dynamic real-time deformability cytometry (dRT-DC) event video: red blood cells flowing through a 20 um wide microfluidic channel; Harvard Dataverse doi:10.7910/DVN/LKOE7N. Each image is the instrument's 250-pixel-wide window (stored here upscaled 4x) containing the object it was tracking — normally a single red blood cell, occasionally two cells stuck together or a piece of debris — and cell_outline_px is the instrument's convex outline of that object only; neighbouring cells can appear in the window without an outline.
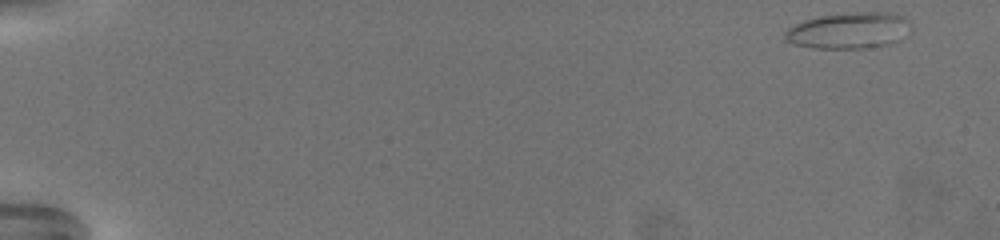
{"species": "common noctule bat (a hibernating species)", "species_latin": "Nyctalus noctula", "temperature_condition": "warm", "stored_images_in_passage": 64, "camera_frame_rate_fps": 3000, "um_per_image_px": 0.085, "animal": {"sex": "female", "body_mass_g": 19.5, "forearm_length_mm": 54.1}, "frame": {"image": 1, "passage_image": 1, "time_ms": 0.0, "image_size_px": [1000, 240], "cell_outline_px": [[908, 20], [900, 40], [892, 44], [864, 48], [812, 48], [792, 44], [784, 40], [784, 32], [788, 28], [804, 20], [820, 16], [856, 12], [888, 12], [904, 16]], "centroid_in_image_um": [72.08, 2.6], "position_along_channel_um": 12.9, "area_um2": 26.3}}
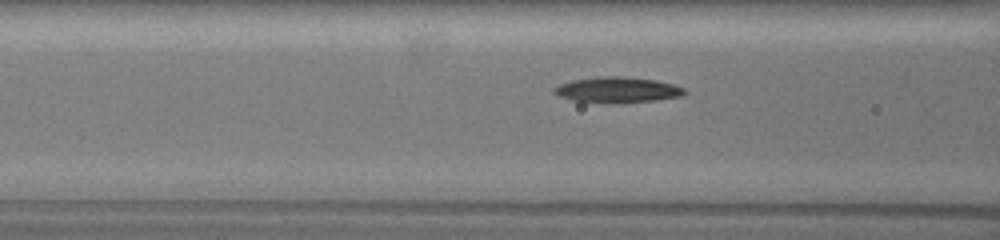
{"frame": {"image": 2, "passage_image": 27, "time_ms": 8.667, "image_size_px": [1000, 240], "cell_outline_px": [[688, 92], [680, 96], [656, 100], [612, 104], [608, 104], [572, 100], [560, 96], [552, 92], [552, 88], [560, 84], [572, 80], [596, 76], [620, 76], [656, 80], [672, 84], [684, 88]], "centroid_in_image_um": [52.44, 7.64], "position_along_channel_um": 114.2, "area_um2": 19.71}}
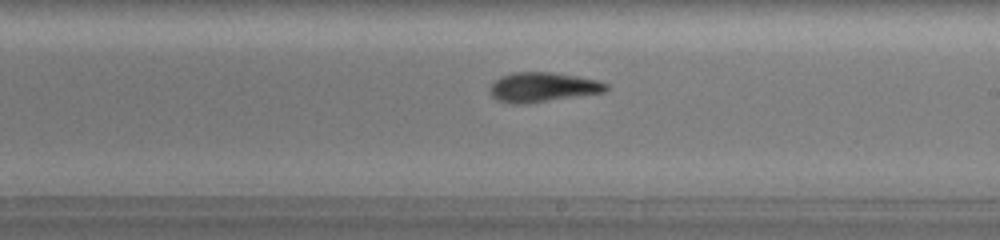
{"frame": {"image": 3, "passage_image": 39, "time_ms": 12.667, "image_size_px": [1000, 240], "cell_outline_px": [[608, 88], [604, 92], [524, 104], [512, 104], [496, 100], [488, 92], [488, 88], [500, 76], [512, 72], [552, 72], [600, 80], [608, 84]], "centroid_in_image_um": [46.09, 7.41], "position_along_channel_um": 242.9, "area_um2": 20.17}, "authors_computed_cell_mechanics": {"area_um2": 19.9121, "velocity_mm_per_s": 3.2222, "shape_relaxation_time_tau1_ms": 2.2803, "shape_relaxation_time_tau2_ms": 4.5285, "deformation_change_tau1": 0.1675, "deformation_change_tau2": 0.1518}}